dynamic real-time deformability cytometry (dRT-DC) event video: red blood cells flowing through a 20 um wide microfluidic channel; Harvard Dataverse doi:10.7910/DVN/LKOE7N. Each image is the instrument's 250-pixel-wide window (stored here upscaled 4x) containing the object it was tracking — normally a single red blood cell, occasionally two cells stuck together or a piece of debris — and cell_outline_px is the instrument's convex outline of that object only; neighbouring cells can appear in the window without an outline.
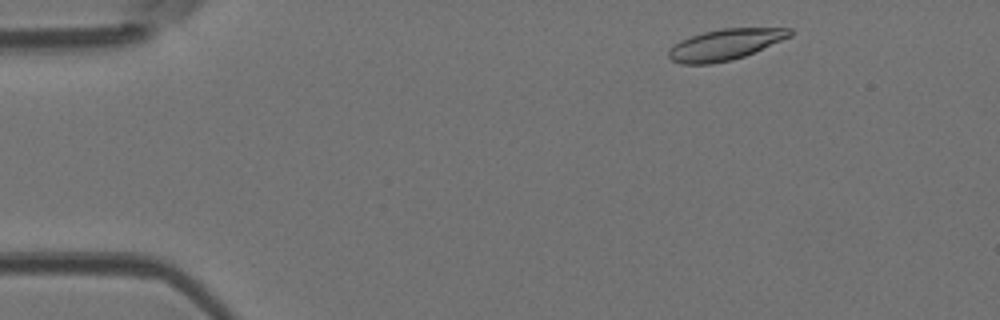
{"species": "Egyptian fruit bat (a non-hibernating species)", "species_latin": "Rousettus aegyptiacus", "temperature_condition": "room temperature", "stored_images_in_passage": 42, "camera_frame_rate_fps": 3000, "um_per_image_px": 0.085, "animal": {"sex": "female"}, "frame": {"image": 1, "passage_image": 3, "time_ms": 0.667, "image_size_px": [1000, 320], "cell_outline_px": [[792, 36], [744, 56], [732, 60], [708, 64], [680, 64], [672, 60], [668, 56], [668, 48], [672, 44], [680, 40], [704, 32], [724, 28], [792, 28]], "centroid_in_image_um": [61.61, 3.79], "position_along_channel_um": 23.4, "area_um2": 21.85}}
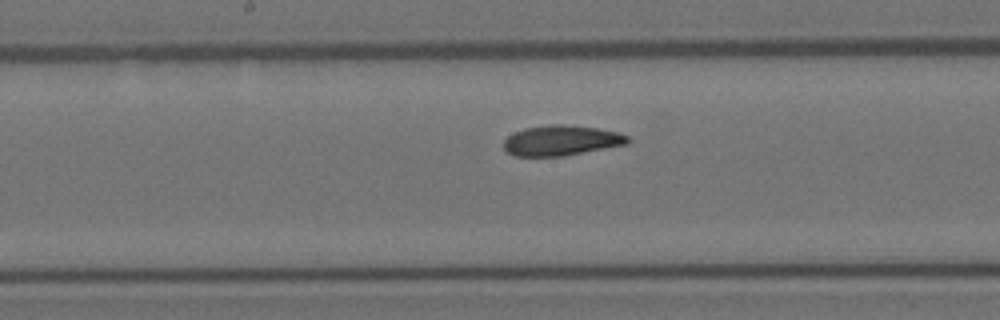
{"frame": {"image": 2, "passage_image": 22, "time_ms": 7.0, "image_size_px": [1000, 320], "cell_outline_px": [[632, 140], [628, 144], [564, 156], [516, 156], [508, 152], [504, 148], [504, 140], [508, 136], [524, 128], [552, 124], [564, 124], [596, 128], [620, 132], [628, 136]], "centroid_in_image_um": [47.76, 11.94], "position_along_channel_um": 200.4, "area_um2": 21.91}}
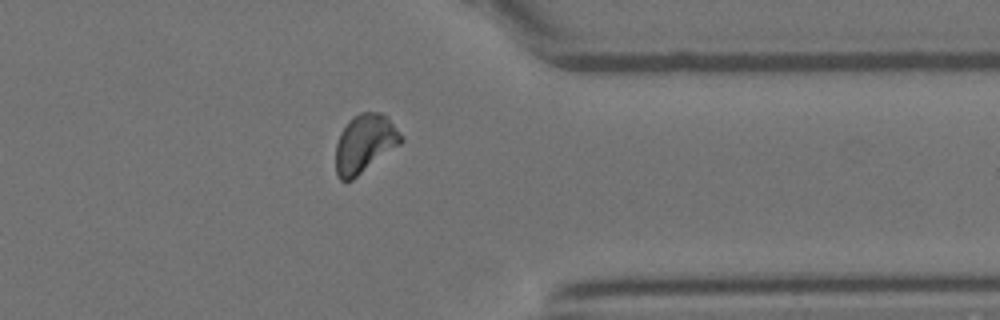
{"frame": {"image": 3, "passage_image": 36, "time_ms": 11.667, "image_size_px": [1000, 320], "cell_outline_px": [[404, 140], [400, 144], [352, 180], [340, 180], [336, 176], [336, 144], [340, 132], [348, 120], [352, 116], [360, 112], [380, 112], [388, 116], [404, 136]], "centroid_in_image_um": [31.01, 12.17], "position_along_channel_um": 380.4, "area_um2": 22.43}}